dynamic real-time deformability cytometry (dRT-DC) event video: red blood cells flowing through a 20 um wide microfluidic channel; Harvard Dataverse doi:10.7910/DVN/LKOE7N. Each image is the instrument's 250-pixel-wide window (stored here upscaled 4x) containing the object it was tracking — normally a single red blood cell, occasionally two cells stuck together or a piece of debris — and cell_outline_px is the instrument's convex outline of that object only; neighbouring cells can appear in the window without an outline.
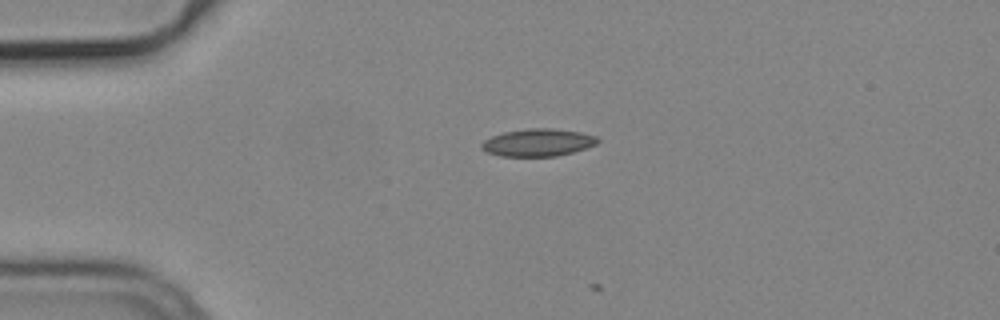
{"species": "common noctule bat (a hibernating species)", "species_latin": "Nyctalus noctula", "temperature_condition": "cold", "stored_images_in_passage": 2, "camera_frame_rate_fps": 3000, "um_per_image_px": 0.085, "animal": {"sex": "male", "body_mass_g": 19.2, "forearm_length_mm": 51.8}, "frame": {"image": 1, "passage_image": 1, "time_ms": 0.0, "image_size_px": [1000, 320], "cell_outline_px": [[600, 140], [596, 144], [572, 152], [556, 156], [500, 156], [488, 152], [480, 144], [484, 140], [492, 136], [504, 132], [528, 128], [552, 128], [580, 132], [596, 136]], "centroid_in_image_um": [45.73, 12.1], "position_along_channel_um": 39.3, "area_um2": 18.38}}